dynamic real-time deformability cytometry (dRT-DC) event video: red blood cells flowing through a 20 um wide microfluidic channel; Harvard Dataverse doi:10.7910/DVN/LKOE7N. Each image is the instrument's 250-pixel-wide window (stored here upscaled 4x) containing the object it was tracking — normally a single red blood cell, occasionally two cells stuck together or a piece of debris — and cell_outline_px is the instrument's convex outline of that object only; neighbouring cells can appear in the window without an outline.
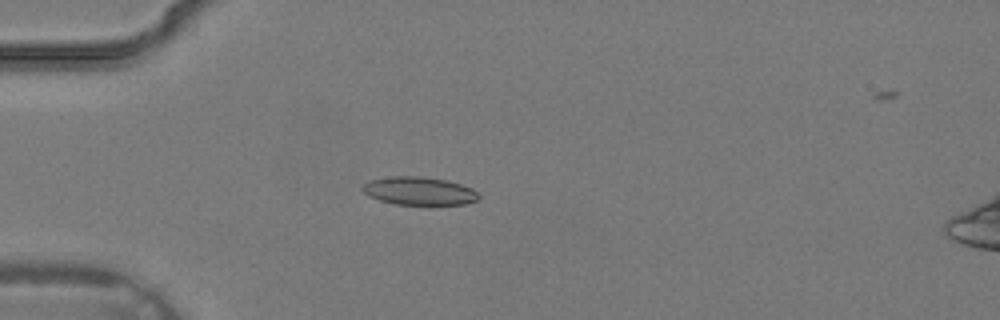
{"species": "common noctule bat (a hibernating species)", "species_latin": "Nyctalus noctula", "temperature_condition": "warm", "stored_images_in_passage": 36, "camera_frame_rate_fps": 3000, "um_per_image_px": 0.085, "animal": {"sex": "male", "body_mass_g": 19.2, "forearm_length_mm": 51.8}, "frame": {"image": 1, "passage_image": 11, "time_ms": 3.333, "image_size_px": [1000, 320], "cell_outline_px": [[480, 196], [476, 200], [464, 204], [396, 204], [380, 200], [368, 196], [360, 188], [368, 180], [392, 176], [420, 176], [444, 180], [460, 184], [472, 188]], "centroid_in_image_um": [35.58, 16.22], "position_along_channel_um": 49.4, "area_um2": 18.84}}
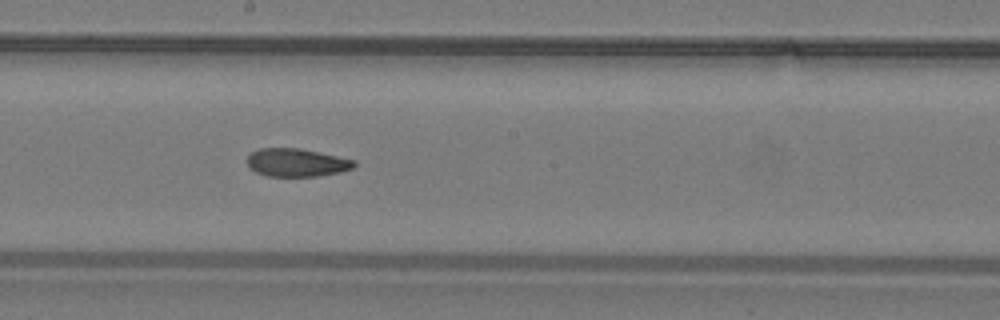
{"frame": {"image": 2, "passage_image": 21, "time_ms": 6.667, "image_size_px": [1000, 320], "cell_outline_px": [[356, 164], [352, 168], [340, 172], [316, 176], [268, 176], [256, 172], [248, 168], [248, 156], [252, 152], [260, 148], [300, 148], [356, 160]], "centroid_in_image_um": [25.21, 13.81], "position_along_channel_um": 223.0, "area_um2": 17.46}}
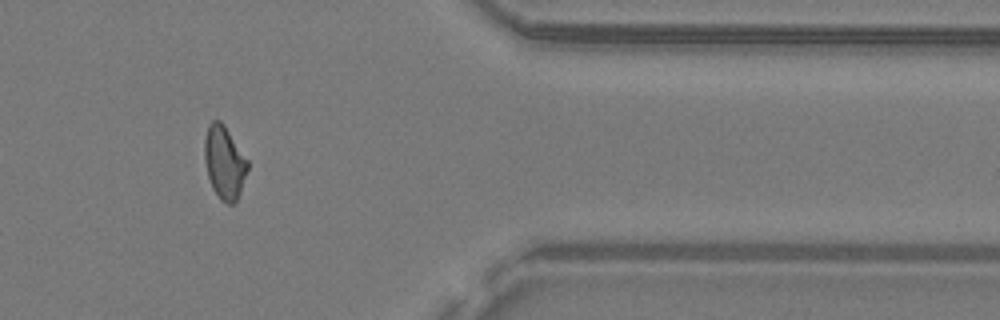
{"frame": {"image": 3, "passage_image": 31, "time_ms": 10.0, "image_size_px": [1000, 320], "cell_outline_px": [[248, 168], [240, 192], [236, 200], [232, 204], [228, 204], [220, 200], [212, 188], [208, 176], [204, 160], [204, 140], [208, 124], [212, 120], [220, 120], [224, 124], [248, 160]], "centroid_in_image_um": [19.05, 13.79], "position_along_channel_um": 392.3, "area_um2": 18.38}}